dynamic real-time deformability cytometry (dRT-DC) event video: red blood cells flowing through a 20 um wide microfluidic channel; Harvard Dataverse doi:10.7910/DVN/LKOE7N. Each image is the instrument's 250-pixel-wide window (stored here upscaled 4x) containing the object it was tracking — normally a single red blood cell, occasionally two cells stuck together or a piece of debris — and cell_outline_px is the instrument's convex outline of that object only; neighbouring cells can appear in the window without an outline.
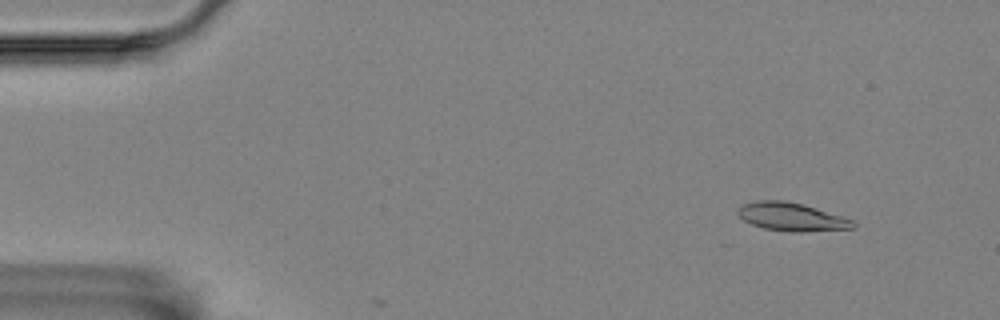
{"species": "Egyptian fruit bat (a non-hibernating species)", "species_latin": "Rousettus aegyptiacus", "temperature_condition": "room temperature", "stored_images_in_passage": 8, "camera_frame_rate_fps": 3000, "um_per_image_px": 0.085, "animal": {"sex": "female"}, "frame": {"image": 1, "passage_image": 6, "time_ms": 1.667, "image_size_px": [1000, 320], "cell_outline_px": [[856, 224], [852, 228], [804, 232], [792, 232], [764, 228], [752, 224], [744, 220], [736, 212], [744, 204], [756, 200], [784, 200], [804, 204], [852, 220]], "centroid_in_image_um": [67.27, 18.43], "position_along_channel_um": 17.7, "area_um2": 18.73}}